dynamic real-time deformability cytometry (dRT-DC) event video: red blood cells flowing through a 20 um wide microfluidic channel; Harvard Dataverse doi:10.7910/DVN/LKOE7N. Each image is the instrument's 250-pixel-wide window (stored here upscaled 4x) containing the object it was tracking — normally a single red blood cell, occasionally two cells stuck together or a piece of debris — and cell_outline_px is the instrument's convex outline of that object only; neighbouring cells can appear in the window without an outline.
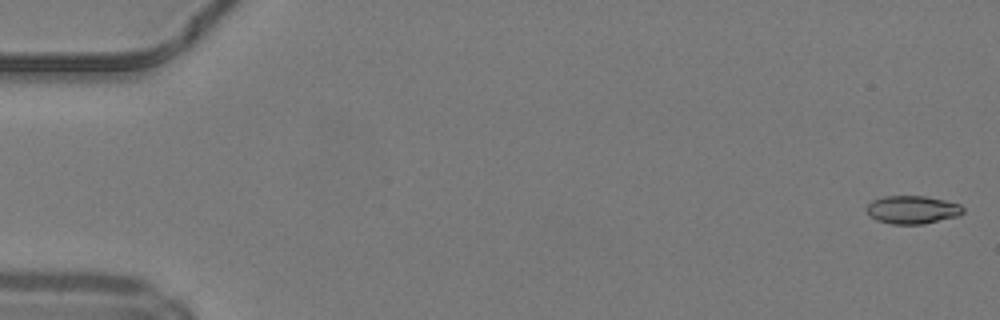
{"species": "common noctule bat (a hibernating species)", "species_latin": "Nyctalus noctula", "temperature_condition": "warm", "stored_images_in_passage": 44, "camera_frame_rate_fps": 3000, "um_per_image_px": 0.085, "animal": {"sex": "male", "body_mass_g": 19.2, "forearm_length_mm": 51.8}, "frame": {"image": 1, "passage_image": 1, "time_ms": 0.0, "image_size_px": [1000, 320], "cell_outline_px": [[964, 212], [960, 216], [924, 224], [892, 224], [876, 220], [864, 208], [872, 200], [884, 196], [924, 196], [944, 200], [960, 204], [964, 208]], "centroid_in_image_um": [77.57, 17.83], "position_along_channel_um": 7.4, "area_um2": 15.9}}
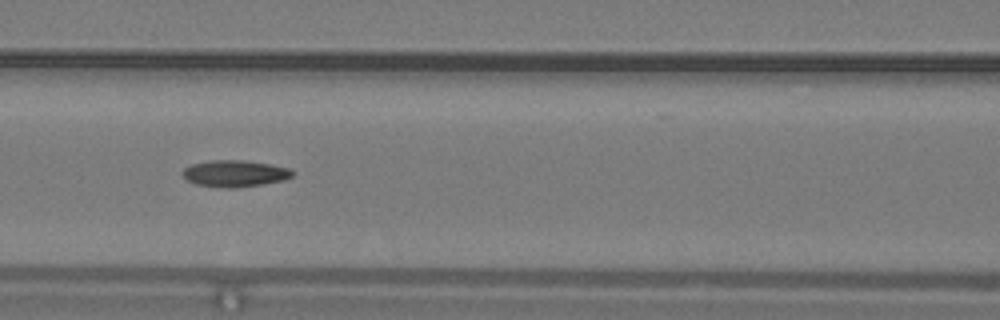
{"frame": {"image": 2, "passage_image": 22, "time_ms": 7.0, "image_size_px": [1000, 320], "cell_outline_px": [[296, 172], [292, 176], [284, 180], [264, 184], [236, 188], [224, 188], [196, 184], [188, 180], [180, 172], [184, 168], [192, 164], [212, 160], [244, 160], [272, 164], [288, 168]], "centroid_in_image_um": [19.98, 14.75], "position_along_channel_um": 146.6, "area_um2": 17.17}}
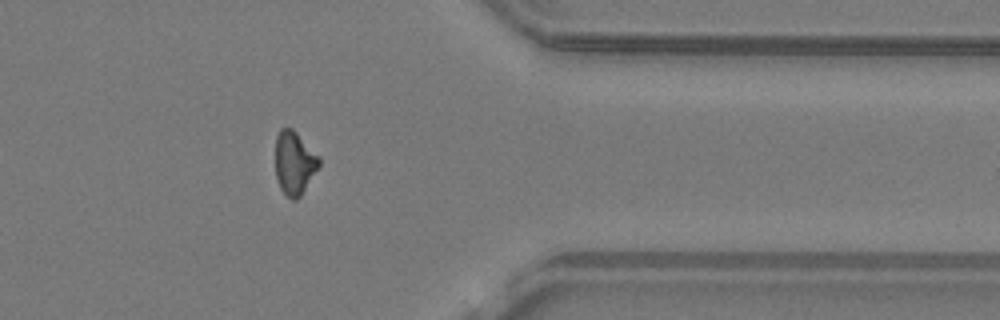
{"frame": {"image": 3, "passage_image": 40, "time_ms": 13.0, "image_size_px": [1000, 320], "cell_outline_px": [[320, 164], [300, 196], [296, 200], [292, 200], [280, 188], [276, 176], [276, 136], [280, 128], [292, 128], [320, 156]], "centroid_in_image_um": [25.02, 13.82], "position_along_channel_um": 386.4, "area_um2": 15.95}}